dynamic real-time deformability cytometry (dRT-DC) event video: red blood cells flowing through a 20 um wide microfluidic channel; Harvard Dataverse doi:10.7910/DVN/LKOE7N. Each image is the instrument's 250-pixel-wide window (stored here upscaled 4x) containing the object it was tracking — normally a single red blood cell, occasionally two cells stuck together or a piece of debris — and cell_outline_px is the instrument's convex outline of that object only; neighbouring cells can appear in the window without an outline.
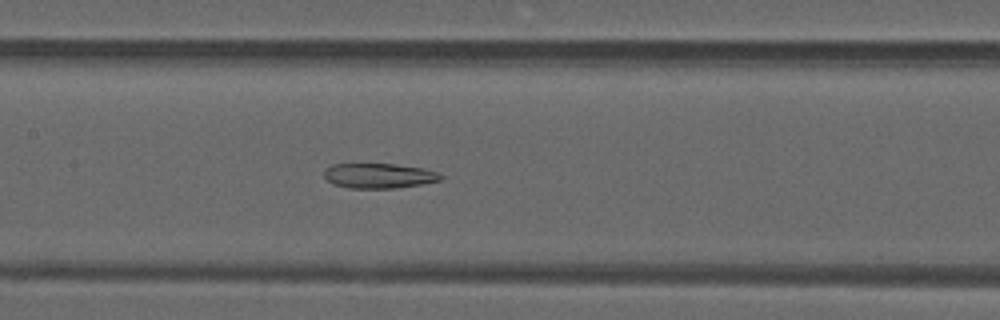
{"species": "common noctule bat (a hibernating species)", "species_latin": "Nyctalus noctula", "temperature_condition": "warm", "stored_images_in_passage": 39, "camera_frame_rate_fps": 3000, "um_per_image_px": 0.085, "animal": {"sex": "male", "forearm_length_mm": 52.5}, "frame": {"image": 1, "passage_image": 14, "time_ms": 4.333, "image_size_px": [1000, 320], "cell_outline_px": [[444, 176], [440, 180], [420, 184], [396, 188], [348, 188], [332, 184], [324, 176], [324, 172], [332, 164], [396, 164], [424, 168], [440, 172]], "centroid_in_image_um": [32.24, 14.94], "position_along_channel_um": 175.2, "area_um2": 16.99}}
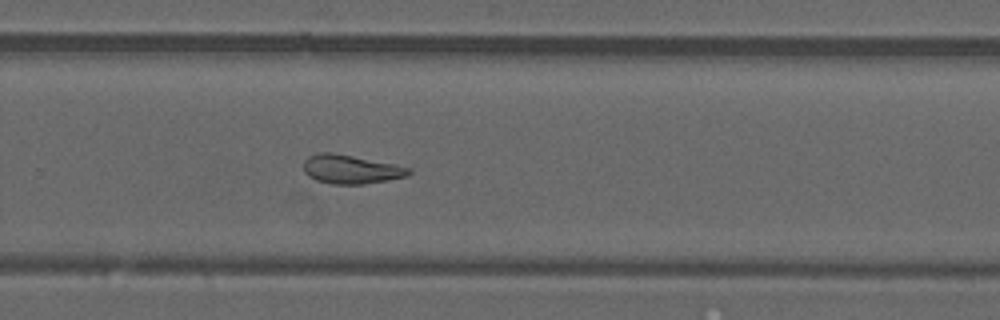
{"frame": {"image": 2, "passage_image": 23, "time_ms": 7.333, "image_size_px": [1000, 320], "cell_outline_px": [[412, 172], [408, 176], [388, 180], [364, 184], [332, 184], [316, 180], [308, 176], [304, 172], [304, 160], [308, 156], [320, 152], [332, 152], [396, 164], [412, 168]], "centroid_in_image_um": [29.84, 14.39], "position_along_channel_um": 300.0, "area_um2": 17.86}}
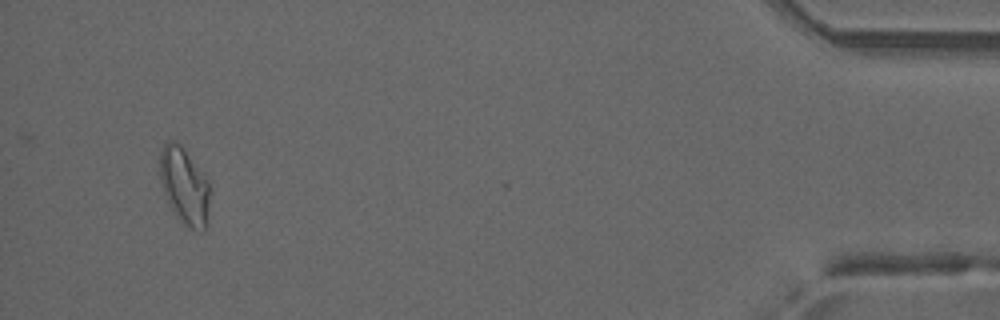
{"frame": {"image": 3, "passage_image": 37, "time_ms": 12.0, "image_size_px": [1000, 320], "cell_outline_px": [[208, 200], [204, 232], [196, 232], [184, 224], [180, 220], [172, 208], [164, 192], [160, 180], [160, 152], [164, 144], [168, 140], [172, 140], [180, 144], [204, 172], [208, 180]], "centroid_in_image_um": [15.66, 15.77], "position_along_channel_um": 419.5, "area_um2": 22.02}, "authors_computed_cell_mechanics": {"area_um2": 18.4382, "velocity_mm_per_s": 4.1773, "shape_relaxation_time_tau1_ms": null, "shape_relaxation_time_tau2_ms": 5.5936, "deformation_change_tau1": null, "deformation_change_tau2": 0.1624}}